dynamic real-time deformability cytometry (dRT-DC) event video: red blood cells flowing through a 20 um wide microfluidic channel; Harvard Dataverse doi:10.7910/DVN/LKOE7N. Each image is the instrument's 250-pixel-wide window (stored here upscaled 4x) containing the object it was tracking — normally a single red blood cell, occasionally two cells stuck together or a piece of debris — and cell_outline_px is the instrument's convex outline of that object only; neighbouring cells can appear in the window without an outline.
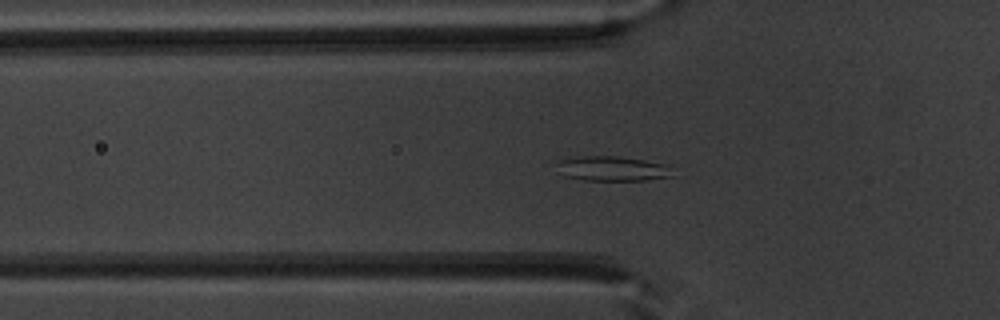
{"species": "common noctule bat (a hibernating species)", "species_latin": "Nyctalus noctula", "temperature_condition": "warm", "stored_images_in_passage": 41, "segment_of_instrument_passage": [1, 2], "camera_frame_rate_fps": 3000, "um_per_image_px": 0.085, "animal": {"sex": "male", "body_mass_g": 20.1, "forearm_length_mm": 53.5}, "frame": {"image": 1, "passage_image": 6, "time_ms": 1.667, "image_size_px": [1000, 320], "cell_outline_px": [[676, 176], [644, 180], [584, 180], [564, 176], [556, 160], [584, 156], [616, 156], [644, 160], [664, 164]], "centroid_in_image_um": [52.06, 14.33], "position_along_channel_um": 73.7, "area_um2": 16.47}}
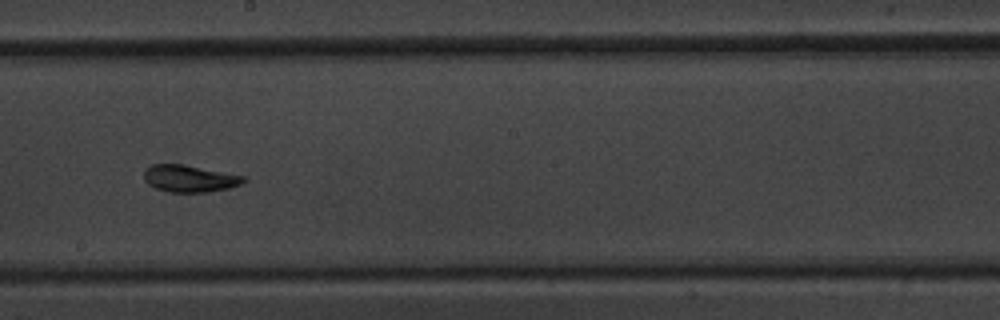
{"frame": {"image": 2, "passage_image": 18, "time_ms": 5.667, "image_size_px": [1000, 320], "cell_outline_px": [[248, 180], [240, 184], [228, 188], [208, 192], [172, 192], [156, 188], [148, 184], [144, 180], [144, 168], [152, 164], [180, 164], [244, 176]], "centroid_in_image_um": [16.08, 15.18], "position_along_channel_um": 232.1, "area_um2": 15.49}}
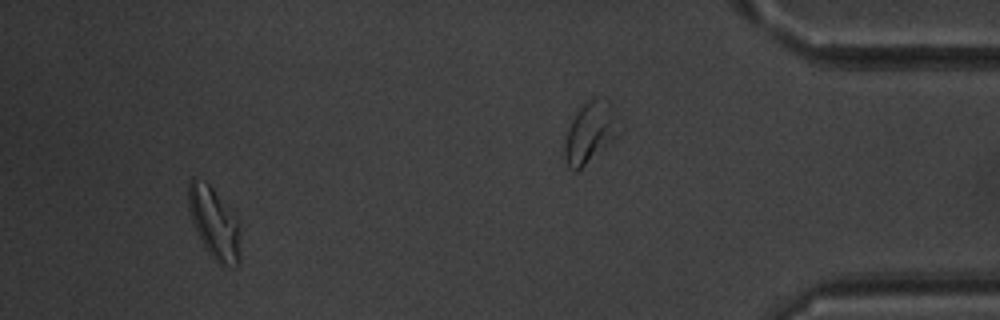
{"frame": {"image": 3, "passage_image": 37, "time_ms": 12.0, "image_size_px": [1000, 320], "cell_outline_px": [[240, 260], [236, 268], [220, 264], [208, 252], [200, 240], [196, 232], [188, 208], [188, 184], [192, 176], [204, 180], [212, 188], [240, 220]], "centroid_in_image_um": [18.23, 18.96], "position_along_channel_um": 417.0, "area_um2": 21.96}}